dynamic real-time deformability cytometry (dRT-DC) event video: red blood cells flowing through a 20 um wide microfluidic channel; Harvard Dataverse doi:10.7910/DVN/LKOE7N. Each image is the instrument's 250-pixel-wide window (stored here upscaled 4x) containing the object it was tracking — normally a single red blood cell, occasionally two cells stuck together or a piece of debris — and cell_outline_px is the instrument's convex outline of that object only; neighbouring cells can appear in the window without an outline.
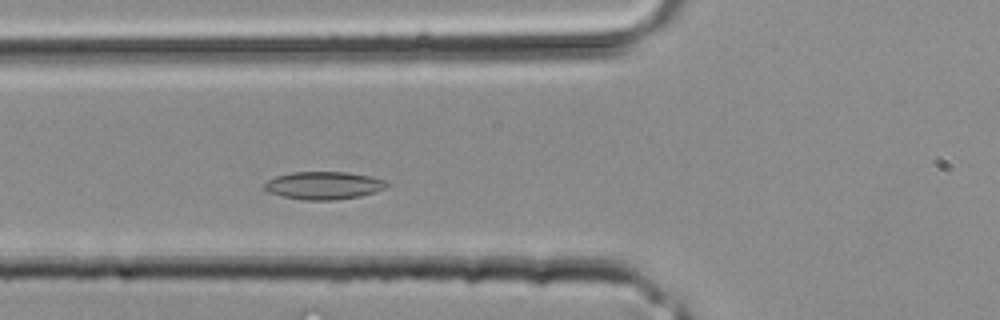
{"species": "common noctule bat (a hibernating species)", "species_latin": "Nyctalus noctula", "temperature_condition": "room temperature", "stored_images_in_passage": 22, "camera_frame_rate_fps": 3000, "um_per_image_px": 0.085, "animal": {"sex": "male", "body_mass_g": 20.4}, "frame": {"image": 1, "passage_image": 5, "time_ms": 1.333, "image_size_px": [1000, 320], "cell_outline_px": [[388, 184], [384, 188], [376, 192], [360, 196], [336, 200], [304, 200], [280, 196], [268, 192], [264, 188], [264, 184], [268, 180], [276, 176], [292, 172], [348, 172], [372, 176], [388, 180]], "centroid_in_image_um": [27.54, 15.76], "position_along_channel_um": 98.3, "area_um2": 20.0}}
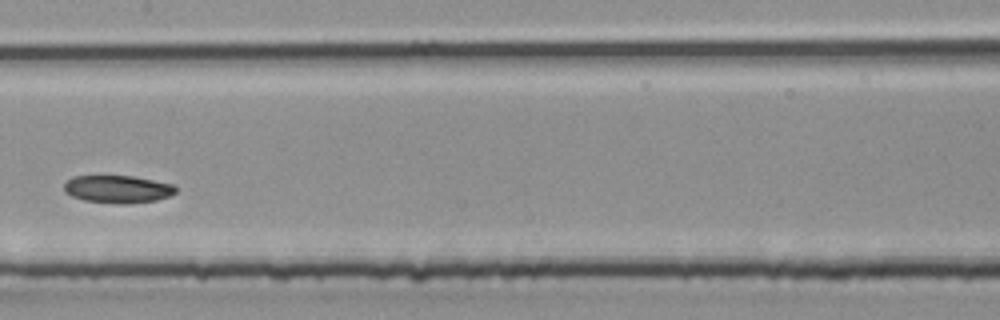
{"frame": {"image": 2, "passage_image": 10, "time_ms": 3.0, "image_size_px": [1000, 320], "cell_outline_px": [[176, 192], [168, 196], [156, 200], [128, 204], [116, 204], [84, 200], [72, 196], [64, 192], [64, 184], [72, 176], [132, 176], [172, 184], [176, 188]], "centroid_in_image_um": [9.98, 16.08], "position_along_channel_um": 197.4, "area_um2": 17.92}}
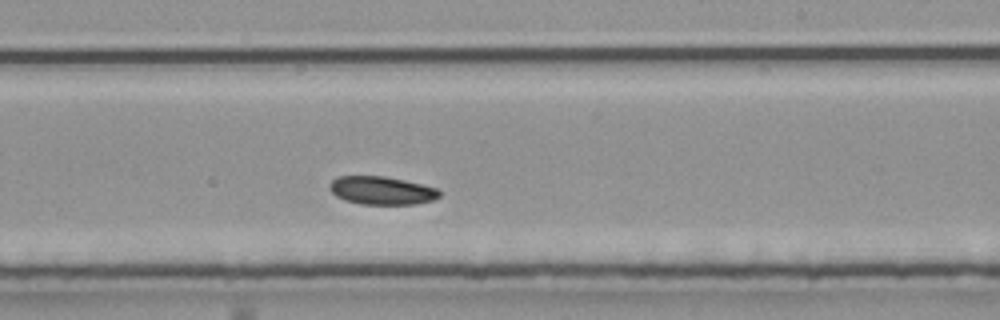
{"frame": {"image": 3, "passage_image": 13, "time_ms": 4.0, "image_size_px": [1000, 320], "cell_outline_px": [[440, 196], [432, 200], [416, 204], [360, 204], [344, 200], [336, 196], [328, 188], [328, 184], [336, 176], [384, 176], [404, 180], [440, 188]], "centroid_in_image_um": [32.43, 16.19], "position_along_channel_um": 256.6, "area_um2": 18.21}}